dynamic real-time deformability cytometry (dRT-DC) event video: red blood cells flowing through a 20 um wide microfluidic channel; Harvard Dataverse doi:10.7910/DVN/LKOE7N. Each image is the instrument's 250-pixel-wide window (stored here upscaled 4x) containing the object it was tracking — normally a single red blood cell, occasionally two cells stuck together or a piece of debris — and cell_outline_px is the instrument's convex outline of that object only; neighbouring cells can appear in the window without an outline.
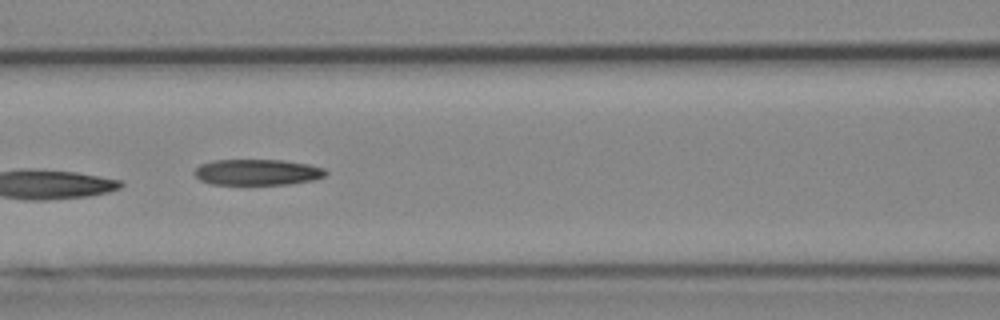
{"species": "Egyptian fruit bat (a non-hibernating species)", "species_latin": "Rousettus aegyptiacus", "temperature_condition": "cold", "stored_images_in_passage": 14, "camera_frame_rate_fps": 3000, "um_per_image_px": 0.085, "animal": {"sex": "female"}, "frame": {"image": 1, "passage_image": 7, "time_ms": 8.0, "image_size_px": [1000, 320], "cell_outline_px": [[328, 172], [324, 176], [316, 180], [288, 184], [212, 184], [200, 180], [192, 172], [200, 164], [216, 160], [284, 160], [308, 164], [324, 168]], "centroid_in_image_um": [21.89, 14.63], "position_along_channel_um": 144.7, "area_um2": 19.88}}
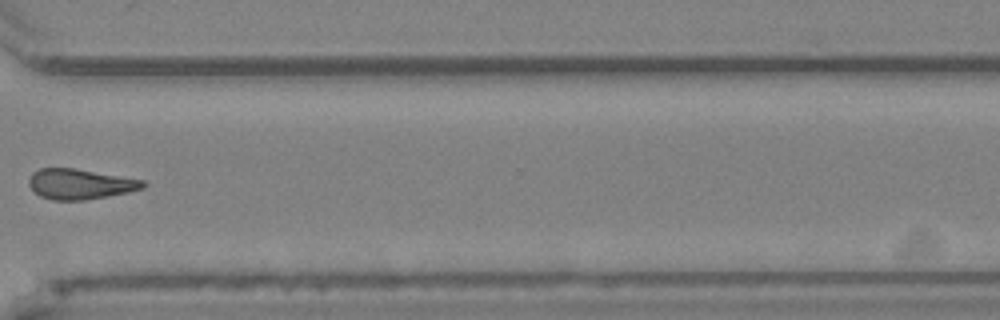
{"frame": {"image": 2, "passage_image": 12, "time_ms": 13.667, "image_size_px": [1000, 320], "cell_outline_px": [[148, 184], [144, 188], [128, 192], [108, 196], [84, 200], [52, 200], [40, 196], [28, 184], [28, 180], [32, 172], [40, 168], [72, 168], [144, 180]], "centroid_in_image_um": [6.81, 15.65], "position_along_channel_um": 363.8, "area_um2": 20.06}, "authors_computed_cell_mechanics": {"area_um2": 22.4842, "velocity_mm_per_s": 3.8366, "shape_relaxation_time_tau1_ms": null, "shape_relaxation_time_tau2_ms": 4.7866, "deformation_change_tau1": null, "deformation_change_tau2": 0.1556}}